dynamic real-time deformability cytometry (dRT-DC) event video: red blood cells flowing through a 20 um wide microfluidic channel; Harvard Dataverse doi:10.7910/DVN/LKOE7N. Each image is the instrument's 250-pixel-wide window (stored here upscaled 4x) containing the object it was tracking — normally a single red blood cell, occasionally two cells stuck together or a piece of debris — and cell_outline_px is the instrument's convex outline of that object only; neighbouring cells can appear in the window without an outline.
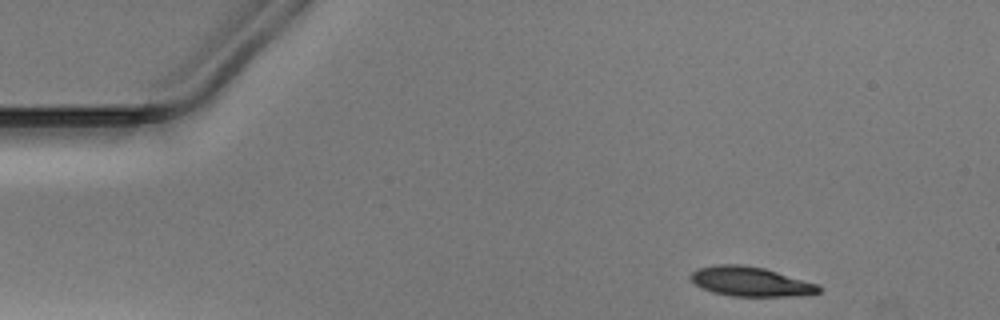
{"species": "Egyptian fruit bat (a non-hibernating species)", "species_latin": "Rousettus aegyptiacus", "temperature_condition": "warm", "stored_images_in_passage": 37, "camera_frame_rate_fps": 3000, "um_per_image_px": 0.085, "animal": {"sex": "male"}, "frame": {"image": 1, "passage_image": 3, "time_ms": 0.667, "image_size_px": [1000, 320], "cell_outline_px": [[820, 292], [792, 296], [732, 296], [712, 292], [700, 288], [688, 276], [696, 268], [716, 264], [740, 264], [764, 268], [820, 284]], "centroid_in_image_um": [63.76, 23.92], "position_along_channel_um": 21.2, "area_um2": 22.14}}
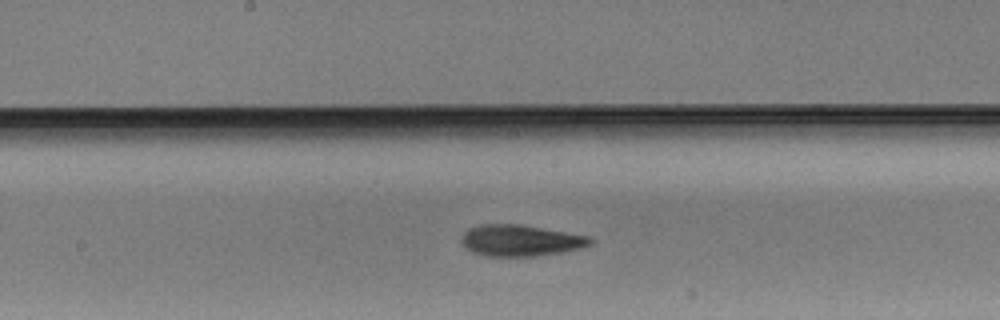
{"frame": {"image": 2, "passage_image": 23, "time_ms": 7.333, "image_size_px": [1000, 320], "cell_outline_px": [[592, 244], [580, 248], [560, 252], [536, 256], [484, 256], [472, 252], [460, 240], [464, 232], [468, 228], [480, 224], [520, 224], [588, 236], [592, 240]], "centroid_in_image_um": [44.21, 20.44], "position_along_channel_um": 204.0, "area_um2": 23.35}}
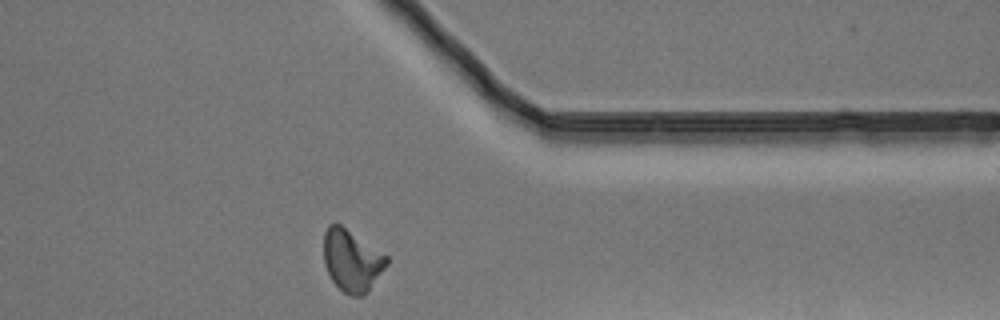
{"frame": {"image": 3, "passage_image": 37, "time_ms": 12.0, "image_size_px": [1000, 320], "cell_outline_px": [[388, 264], [364, 296], [352, 296], [344, 292], [332, 280], [324, 264], [324, 232], [328, 224], [340, 224], [388, 256]], "centroid_in_image_um": [29.9, 22.14], "position_along_channel_um": 381.5, "area_um2": 22.48}}